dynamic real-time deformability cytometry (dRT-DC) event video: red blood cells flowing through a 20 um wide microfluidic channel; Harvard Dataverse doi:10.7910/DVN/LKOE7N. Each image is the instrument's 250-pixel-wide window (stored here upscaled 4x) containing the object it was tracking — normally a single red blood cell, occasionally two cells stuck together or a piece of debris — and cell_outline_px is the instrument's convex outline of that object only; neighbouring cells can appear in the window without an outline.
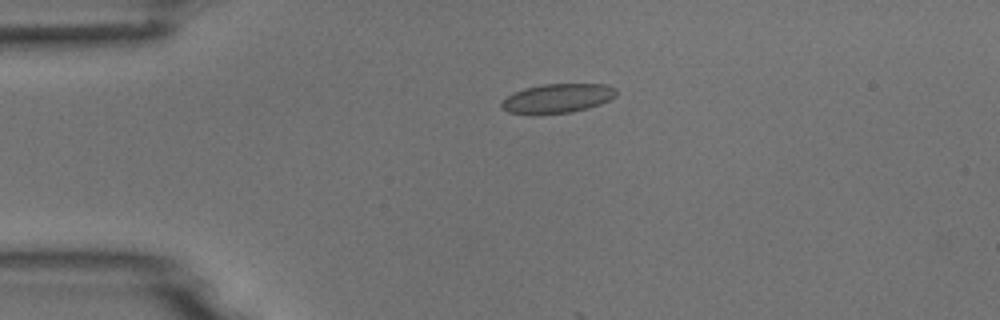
{"species": "common noctule bat (a hibernating species)", "species_latin": "Nyctalus noctula", "temperature_condition": "room temperature", "stored_images_in_passage": 4, "camera_frame_rate_fps": 3000, "um_per_image_px": 0.085, "animal": {"sex": "male", "body_mass_g": 18.8}, "frame": {"image": 1, "passage_image": 4, "time_ms": 3.333, "image_size_px": [1000, 320], "cell_outline_px": [[616, 96], [600, 104], [588, 108], [572, 112], [536, 116], [528, 116], [508, 112], [500, 104], [512, 92], [524, 88], [544, 84], [608, 84], [616, 88]], "centroid_in_image_um": [47.36, 8.38], "position_along_channel_um": 37.6, "area_um2": 20.0}}